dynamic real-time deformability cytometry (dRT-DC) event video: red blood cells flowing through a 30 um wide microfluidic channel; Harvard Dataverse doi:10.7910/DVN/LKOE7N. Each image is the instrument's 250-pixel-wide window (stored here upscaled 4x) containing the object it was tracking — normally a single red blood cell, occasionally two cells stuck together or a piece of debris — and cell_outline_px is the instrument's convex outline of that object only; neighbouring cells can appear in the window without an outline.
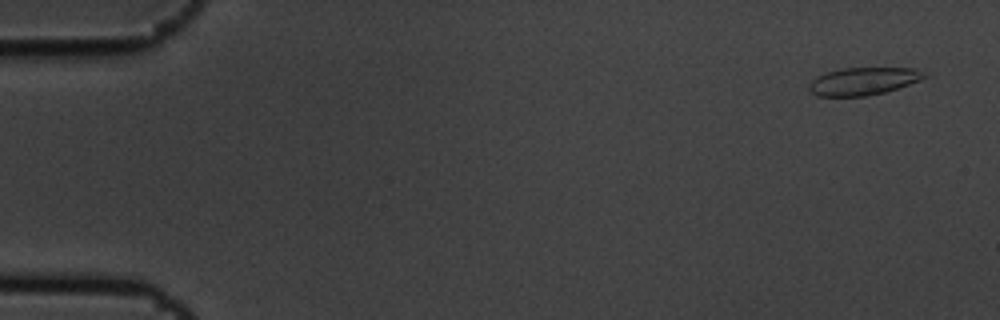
{"species": "common noctule bat (a hibernating species)", "species_latin": "Nyctalus noctula", "temperature_condition": "cold", "stored_images_in_passage": 5, "camera_frame_rate_fps": 3000, "um_per_image_px": 0.085, "animal": {"sex": "male", "body_mass_g": 19.5, "forearm_length_mm": 54.6}, "frame": {"image": 1, "passage_image": 1, "time_ms": 0.0, "image_size_px": [1000, 320], "cell_outline_px": [[928, 76], [920, 80], [884, 92], [864, 96], [816, 96], [808, 88], [808, 84], [816, 76], [840, 68], [916, 68]], "centroid_in_image_um": [73.34, 6.9], "position_along_channel_um": 11.7, "area_um2": 18.38}}